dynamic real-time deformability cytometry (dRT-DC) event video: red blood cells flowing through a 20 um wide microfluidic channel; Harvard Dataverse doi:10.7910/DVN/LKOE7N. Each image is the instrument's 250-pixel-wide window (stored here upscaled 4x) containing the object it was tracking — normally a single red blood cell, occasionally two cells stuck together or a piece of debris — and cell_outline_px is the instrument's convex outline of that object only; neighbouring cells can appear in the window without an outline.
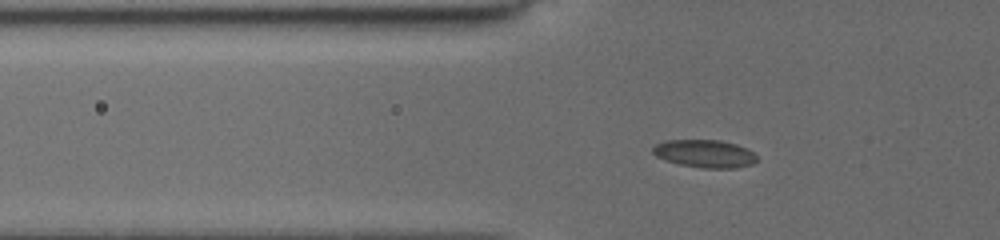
{"species": "common noctule bat (a hibernating species)", "species_latin": "Nyctalus noctula", "temperature_condition": "cold", "stored_images_in_passage": 27, "camera_frame_rate_fps": 3000, "um_per_image_px": 0.085, "animal": {"sex": "female", "body_mass_g": 19.5, "forearm_length_mm": 54.1}, "frame": {"image": 1, "passage_image": 2, "time_ms": 0.333, "image_size_px": [1000, 240], "cell_outline_px": [[756, 160], [752, 164], [736, 168], [700, 168], [680, 164], [664, 160], [656, 156], [652, 152], [652, 148], [656, 144], [664, 140], [720, 140], [736, 144], [748, 148], [756, 156]], "centroid_in_image_um": [59.89, 13.06], "position_along_channel_um": 65.9, "area_um2": 16.94}}
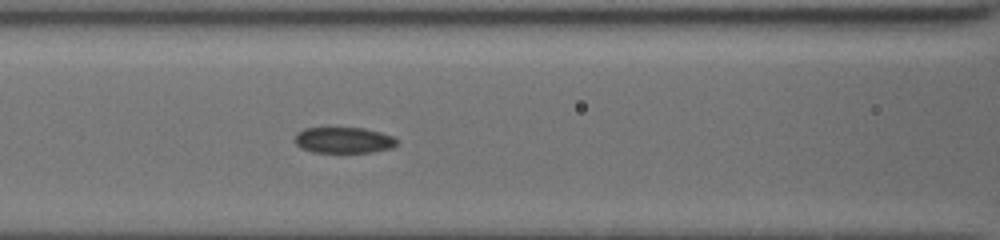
{"frame": {"image": 2, "passage_image": 15, "time_ms": 2.333, "image_size_px": [1000, 240], "cell_outline_px": [[396, 144], [392, 148], [372, 152], [312, 152], [296, 144], [296, 132], [304, 128], [364, 128], [380, 132], [392, 136], [396, 140]], "centroid_in_image_um": [29.21, 11.91], "position_along_channel_um": 137.4, "area_um2": 15.26}}
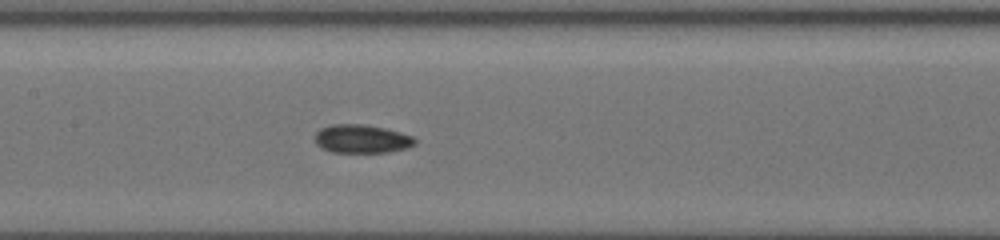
{"frame": {"image": 3, "passage_image": 24, "time_ms": 3.333, "image_size_px": [1000, 240], "cell_outline_px": [[416, 144], [408, 148], [388, 152], [332, 152], [320, 148], [316, 144], [316, 132], [320, 128], [332, 124], [364, 124], [384, 128], [400, 132], [412, 136], [416, 140]], "centroid_in_image_um": [30.75, 11.8], "position_along_channel_um": 176.7, "area_um2": 16.65}}